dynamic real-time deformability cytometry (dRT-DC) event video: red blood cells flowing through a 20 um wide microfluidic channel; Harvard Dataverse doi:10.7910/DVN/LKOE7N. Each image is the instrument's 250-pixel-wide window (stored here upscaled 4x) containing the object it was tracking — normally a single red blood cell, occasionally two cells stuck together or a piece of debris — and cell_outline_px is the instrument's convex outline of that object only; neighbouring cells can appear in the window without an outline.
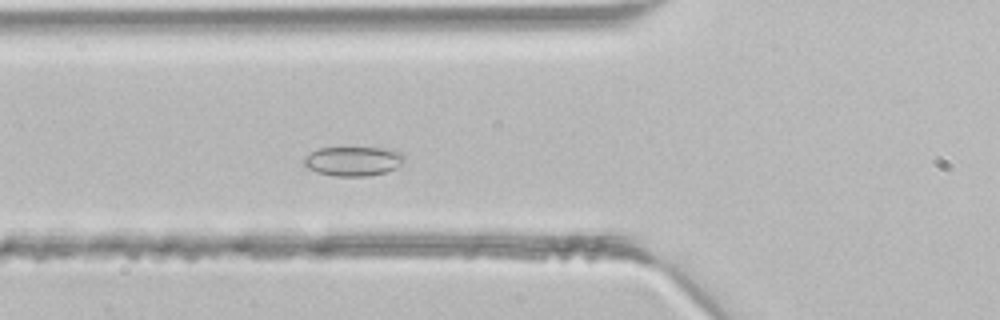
{"species": "common noctule bat (a hibernating species)", "species_latin": "Nyctalus noctula", "temperature_condition": "room temperature", "stored_images_in_passage": 34, "camera_frame_rate_fps": 3000, "um_per_image_px": 0.085, "animal": {"sex": "male", "body_mass_g": 21.5, "forearm_length_mm": 52.0}, "frame": {"image": 1, "passage_image": 6, "time_ms": 1.667, "image_size_px": [1000, 320], "cell_outline_px": [[404, 160], [400, 164], [384, 172], [368, 176], [336, 176], [316, 172], [308, 168], [304, 164], [304, 156], [320, 148], [384, 148], [404, 152]], "centroid_in_image_um": [30.01, 13.69], "position_along_channel_um": 95.8, "area_um2": 16.99}}
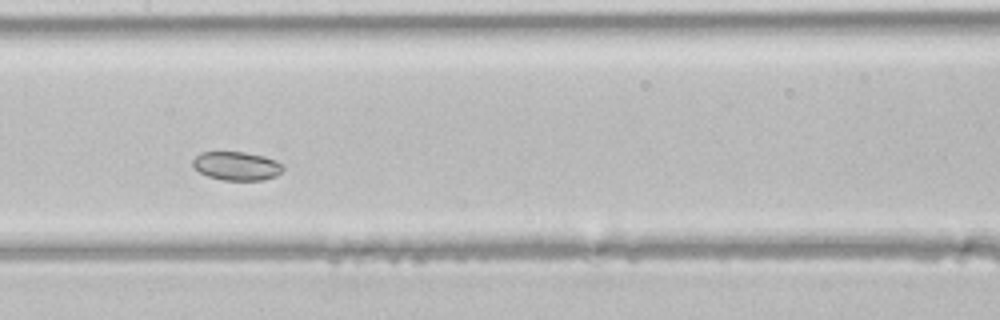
{"frame": {"image": 2, "passage_image": 12, "time_ms": 3.667, "image_size_px": [1000, 320], "cell_outline_px": [[284, 168], [276, 176], [260, 180], [224, 180], [208, 176], [192, 168], [192, 160], [200, 152], [244, 152], [264, 156], [276, 160], [284, 164]], "centroid_in_image_um": [20.11, 14.1], "position_along_channel_um": 187.3, "area_um2": 15.14}}
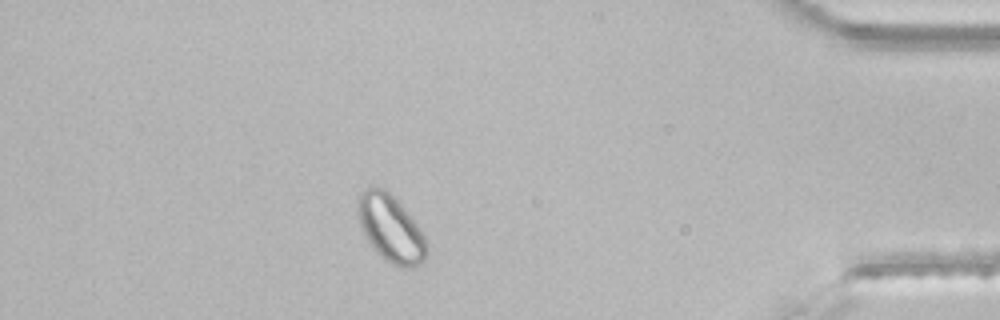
{"frame": {"image": 3, "passage_image": 29, "time_ms": 9.333, "image_size_px": [1000, 320], "cell_outline_px": [[428, 248], [424, 260], [420, 264], [412, 268], [404, 268], [392, 264], [380, 256], [372, 248], [360, 224], [356, 208], [356, 204], [360, 192], [364, 188], [384, 188], [400, 204], [416, 224], [424, 236], [428, 244]], "centroid_in_image_um": [33.2, 19.44], "position_along_channel_um": 402.0, "area_um2": 26.65}}